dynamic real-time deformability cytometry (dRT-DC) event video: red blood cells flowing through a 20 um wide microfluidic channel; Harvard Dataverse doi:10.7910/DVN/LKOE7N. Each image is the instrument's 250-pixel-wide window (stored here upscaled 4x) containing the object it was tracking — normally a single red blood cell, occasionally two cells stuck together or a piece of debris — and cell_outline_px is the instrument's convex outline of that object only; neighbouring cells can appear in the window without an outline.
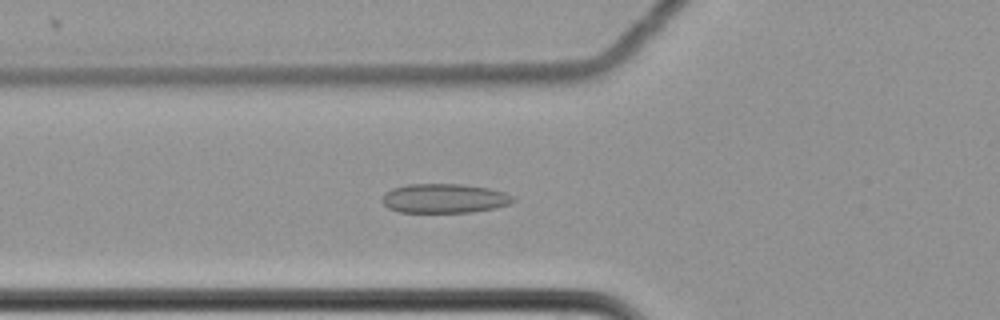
{"species": "common noctule bat (a hibernating species)", "species_latin": "Nyctalus noctula", "temperature_condition": "cold", "stored_images_in_passage": 60, "camera_frame_rate_fps": 3000, "um_per_image_px": 0.085, "animal": {"sex": "female", "body_mass_g": 22.7, "forearm_length_mm": 54.2}, "frame": {"image": 1, "passage_image": 23, "time_ms": 7.333, "image_size_px": [1000, 320], "cell_outline_px": [[516, 200], [512, 204], [472, 212], [400, 212], [388, 208], [380, 200], [392, 188], [408, 184], [464, 184], [488, 188], [504, 192], [516, 196]], "centroid_in_image_um": [37.81, 16.86], "position_along_channel_um": 88.0, "area_um2": 22.43}}
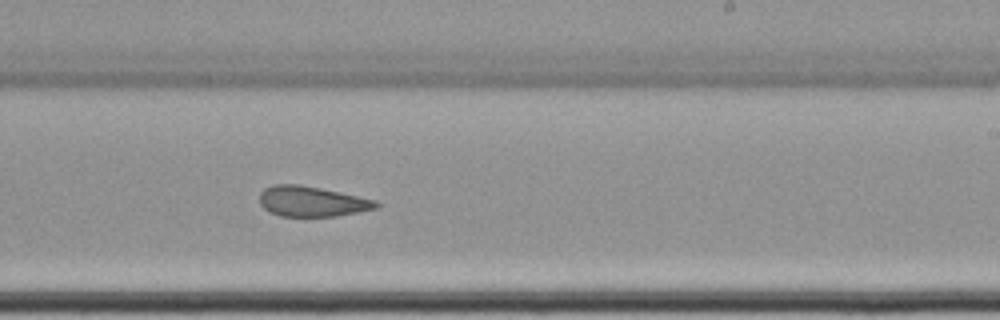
{"frame": {"image": 2, "passage_image": 38, "time_ms": 12.333, "image_size_px": [1000, 320], "cell_outline_px": [[380, 204], [376, 208], [336, 216], [280, 216], [268, 212], [260, 204], [260, 192], [264, 188], [272, 184], [300, 184], [320, 188], [376, 200]], "centroid_in_image_um": [26.46, 17.11], "position_along_channel_um": 262.5, "area_um2": 20.52}}
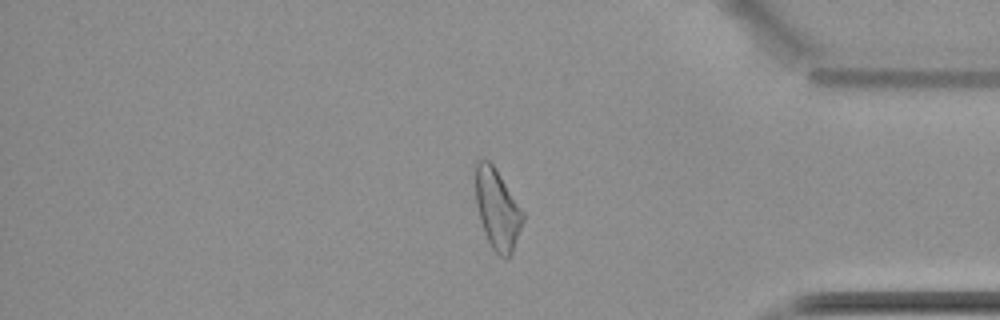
{"frame": {"image": 3, "passage_image": 51, "time_ms": 16.667, "image_size_px": [1000, 320], "cell_outline_px": [[524, 220], [512, 252], [504, 260], [492, 248], [484, 232], [480, 220], [476, 204], [476, 160], [488, 160], [496, 168], [524, 212]], "centroid_in_image_um": [42.28, 17.79], "position_along_channel_um": 392.9, "area_um2": 22.02}, "authors_computed_cell_mechanics": {"area_um2": 22.9755, "velocity_mm_per_s": 3.4939, "shape_relaxation_time_tau1_ms": null, "shape_relaxation_time_tau2_ms": 4.2474, "deformation_change_tau1": null, "deformation_change_tau2": 0.1252}}